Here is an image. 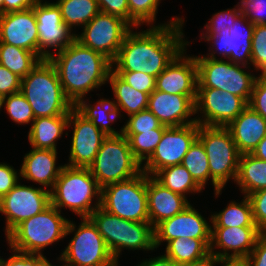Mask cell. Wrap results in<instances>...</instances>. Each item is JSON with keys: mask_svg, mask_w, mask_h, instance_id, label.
Returning <instances> with one entry per match:
<instances>
[{"mask_svg": "<svg viewBox=\"0 0 266 266\" xmlns=\"http://www.w3.org/2000/svg\"><path fill=\"white\" fill-rule=\"evenodd\" d=\"M141 32L131 30L112 62L114 72H141L157 77L190 42L184 38L183 18ZM188 43V44H187Z\"/></svg>", "mask_w": 266, "mask_h": 266, "instance_id": "cell-1", "label": "cell"}, {"mask_svg": "<svg viewBox=\"0 0 266 266\" xmlns=\"http://www.w3.org/2000/svg\"><path fill=\"white\" fill-rule=\"evenodd\" d=\"M48 59L56 68L63 92L73 105L105 84L113 68L108 58L76 39Z\"/></svg>", "mask_w": 266, "mask_h": 266, "instance_id": "cell-2", "label": "cell"}, {"mask_svg": "<svg viewBox=\"0 0 266 266\" xmlns=\"http://www.w3.org/2000/svg\"><path fill=\"white\" fill-rule=\"evenodd\" d=\"M20 92L30 104L35 119L69 115L73 103L65 96L56 68L50 60H41L21 79Z\"/></svg>", "mask_w": 266, "mask_h": 266, "instance_id": "cell-3", "label": "cell"}, {"mask_svg": "<svg viewBox=\"0 0 266 266\" xmlns=\"http://www.w3.org/2000/svg\"><path fill=\"white\" fill-rule=\"evenodd\" d=\"M50 199L60 212L65 207L81 218H88L101 204V187L89 168L64 165L50 191ZM92 199L96 200L93 206Z\"/></svg>", "mask_w": 266, "mask_h": 266, "instance_id": "cell-4", "label": "cell"}, {"mask_svg": "<svg viewBox=\"0 0 266 266\" xmlns=\"http://www.w3.org/2000/svg\"><path fill=\"white\" fill-rule=\"evenodd\" d=\"M105 240L115 260L123 248L153 251L154 228L149 222H135L110 214L100 206L88 217Z\"/></svg>", "mask_w": 266, "mask_h": 266, "instance_id": "cell-5", "label": "cell"}, {"mask_svg": "<svg viewBox=\"0 0 266 266\" xmlns=\"http://www.w3.org/2000/svg\"><path fill=\"white\" fill-rule=\"evenodd\" d=\"M68 221L50 204L42 212L20 223L7 236V243L11 249L43 256L42 249L66 237Z\"/></svg>", "mask_w": 266, "mask_h": 266, "instance_id": "cell-6", "label": "cell"}, {"mask_svg": "<svg viewBox=\"0 0 266 266\" xmlns=\"http://www.w3.org/2000/svg\"><path fill=\"white\" fill-rule=\"evenodd\" d=\"M198 139L205 148L214 194L218 197L230 179L235 183L240 153L227 127L199 125Z\"/></svg>", "mask_w": 266, "mask_h": 266, "instance_id": "cell-7", "label": "cell"}, {"mask_svg": "<svg viewBox=\"0 0 266 266\" xmlns=\"http://www.w3.org/2000/svg\"><path fill=\"white\" fill-rule=\"evenodd\" d=\"M76 229L75 223L68 221L65 236H74L57 259L64 266H118L105 240L89 218H81Z\"/></svg>", "mask_w": 266, "mask_h": 266, "instance_id": "cell-8", "label": "cell"}, {"mask_svg": "<svg viewBox=\"0 0 266 266\" xmlns=\"http://www.w3.org/2000/svg\"><path fill=\"white\" fill-rule=\"evenodd\" d=\"M100 207L121 219L149 222L147 174L141 171L133 178L101 188Z\"/></svg>", "mask_w": 266, "mask_h": 266, "instance_id": "cell-9", "label": "cell"}, {"mask_svg": "<svg viewBox=\"0 0 266 266\" xmlns=\"http://www.w3.org/2000/svg\"><path fill=\"white\" fill-rule=\"evenodd\" d=\"M98 185L104 186L138 175L141 164L134 158L127 138L123 135L107 136L93 164L89 167Z\"/></svg>", "mask_w": 266, "mask_h": 266, "instance_id": "cell-10", "label": "cell"}, {"mask_svg": "<svg viewBox=\"0 0 266 266\" xmlns=\"http://www.w3.org/2000/svg\"><path fill=\"white\" fill-rule=\"evenodd\" d=\"M197 64V88H215L243 98L247 103L257 76L246 72V66L221 58L211 59L195 56Z\"/></svg>", "mask_w": 266, "mask_h": 266, "instance_id": "cell-11", "label": "cell"}, {"mask_svg": "<svg viewBox=\"0 0 266 266\" xmlns=\"http://www.w3.org/2000/svg\"><path fill=\"white\" fill-rule=\"evenodd\" d=\"M131 27L121 17L99 12L82 27L83 32L76 34L75 39L83 46L101 53L113 62L126 35L131 31Z\"/></svg>", "mask_w": 266, "mask_h": 266, "instance_id": "cell-12", "label": "cell"}, {"mask_svg": "<svg viewBox=\"0 0 266 266\" xmlns=\"http://www.w3.org/2000/svg\"><path fill=\"white\" fill-rule=\"evenodd\" d=\"M51 204L50 191L18 183L1 198L0 213L6 217V237L23 221L45 210Z\"/></svg>", "mask_w": 266, "mask_h": 266, "instance_id": "cell-13", "label": "cell"}, {"mask_svg": "<svg viewBox=\"0 0 266 266\" xmlns=\"http://www.w3.org/2000/svg\"><path fill=\"white\" fill-rule=\"evenodd\" d=\"M198 132L197 122L180 127H168L154 153L142 165V171L154 176L165 167L181 164L190 146L198 138Z\"/></svg>", "mask_w": 266, "mask_h": 266, "instance_id": "cell-14", "label": "cell"}, {"mask_svg": "<svg viewBox=\"0 0 266 266\" xmlns=\"http://www.w3.org/2000/svg\"><path fill=\"white\" fill-rule=\"evenodd\" d=\"M248 103L241 97L215 88H197L195 101V117L199 125L221 126L229 125L246 107ZM201 118V119H200Z\"/></svg>", "mask_w": 266, "mask_h": 266, "instance_id": "cell-15", "label": "cell"}, {"mask_svg": "<svg viewBox=\"0 0 266 266\" xmlns=\"http://www.w3.org/2000/svg\"><path fill=\"white\" fill-rule=\"evenodd\" d=\"M254 26L255 25L249 22L243 14H240L234 21L233 27L222 29L220 33L215 36H201V39H204L205 41H210V43L212 41V49L215 46L217 47L214 48L216 51L213 49L211 53L207 54L208 56H203L217 59L215 53H219L224 59L227 58L229 59L228 61L232 63L243 66L251 65L252 35Z\"/></svg>", "mask_w": 266, "mask_h": 266, "instance_id": "cell-16", "label": "cell"}, {"mask_svg": "<svg viewBox=\"0 0 266 266\" xmlns=\"http://www.w3.org/2000/svg\"><path fill=\"white\" fill-rule=\"evenodd\" d=\"M33 8L38 28V57L43 60L53 54L50 48L57 52L64 49L76 34H71L72 31L63 23L60 8L55 2L37 0Z\"/></svg>", "mask_w": 266, "mask_h": 266, "instance_id": "cell-17", "label": "cell"}, {"mask_svg": "<svg viewBox=\"0 0 266 266\" xmlns=\"http://www.w3.org/2000/svg\"><path fill=\"white\" fill-rule=\"evenodd\" d=\"M70 126L74 128L69 163L65 165L89 168L93 164L96 154L107 136L75 108L69 113L67 128Z\"/></svg>", "mask_w": 266, "mask_h": 266, "instance_id": "cell-18", "label": "cell"}, {"mask_svg": "<svg viewBox=\"0 0 266 266\" xmlns=\"http://www.w3.org/2000/svg\"><path fill=\"white\" fill-rule=\"evenodd\" d=\"M262 233L258 227H212L210 253L218 260H244Z\"/></svg>", "mask_w": 266, "mask_h": 266, "instance_id": "cell-19", "label": "cell"}, {"mask_svg": "<svg viewBox=\"0 0 266 266\" xmlns=\"http://www.w3.org/2000/svg\"><path fill=\"white\" fill-rule=\"evenodd\" d=\"M183 49L174 60L156 77L155 90L169 94L197 97V64L195 56L184 55Z\"/></svg>", "mask_w": 266, "mask_h": 266, "instance_id": "cell-20", "label": "cell"}, {"mask_svg": "<svg viewBox=\"0 0 266 266\" xmlns=\"http://www.w3.org/2000/svg\"><path fill=\"white\" fill-rule=\"evenodd\" d=\"M190 204L182 212L160 222L154 228V246L157 249L164 241L175 238L211 239L212 226Z\"/></svg>", "mask_w": 266, "mask_h": 266, "instance_id": "cell-21", "label": "cell"}, {"mask_svg": "<svg viewBox=\"0 0 266 266\" xmlns=\"http://www.w3.org/2000/svg\"><path fill=\"white\" fill-rule=\"evenodd\" d=\"M0 43L21 47L38 56V28L33 7L0 14Z\"/></svg>", "mask_w": 266, "mask_h": 266, "instance_id": "cell-22", "label": "cell"}, {"mask_svg": "<svg viewBox=\"0 0 266 266\" xmlns=\"http://www.w3.org/2000/svg\"><path fill=\"white\" fill-rule=\"evenodd\" d=\"M147 109L167 127H180L196 123L195 102L185 95L154 90L148 98Z\"/></svg>", "mask_w": 266, "mask_h": 266, "instance_id": "cell-23", "label": "cell"}, {"mask_svg": "<svg viewBox=\"0 0 266 266\" xmlns=\"http://www.w3.org/2000/svg\"><path fill=\"white\" fill-rule=\"evenodd\" d=\"M149 223L155 228L190 205L187 197L165 188L153 176L147 175Z\"/></svg>", "mask_w": 266, "mask_h": 266, "instance_id": "cell-24", "label": "cell"}, {"mask_svg": "<svg viewBox=\"0 0 266 266\" xmlns=\"http://www.w3.org/2000/svg\"><path fill=\"white\" fill-rule=\"evenodd\" d=\"M57 150L37 149L25 154L20 168L22 179L37 182L49 191L54 187L55 181L64 165L56 167Z\"/></svg>", "mask_w": 266, "mask_h": 266, "instance_id": "cell-25", "label": "cell"}, {"mask_svg": "<svg viewBox=\"0 0 266 266\" xmlns=\"http://www.w3.org/2000/svg\"><path fill=\"white\" fill-rule=\"evenodd\" d=\"M240 154L252 153L266 136V120L247 106L226 126Z\"/></svg>", "mask_w": 266, "mask_h": 266, "instance_id": "cell-26", "label": "cell"}, {"mask_svg": "<svg viewBox=\"0 0 266 266\" xmlns=\"http://www.w3.org/2000/svg\"><path fill=\"white\" fill-rule=\"evenodd\" d=\"M69 115L39 117L33 120L28 140L33 148L57 150L56 141L67 129Z\"/></svg>", "mask_w": 266, "mask_h": 266, "instance_id": "cell-27", "label": "cell"}, {"mask_svg": "<svg viewBox=\"0 0 266 266\" xmlns=\"http://www.w3.org/2000/svg\"><path fill=\"white\" fill-rule=\"evenodd\" d=\"M84 100L85 98H82L74 105V108L82 116L91 121L106 136L122 134V128L118 132L110 125V123H114L116 119L120 118L115 100L110 101L102 98L96 101L97 103H94V106Z\"/></svg>", "mask_w": 266, "mask_h": 266, "instance_id": "cell-28", "label": "cell"}, {"mask_svg": "<svg viewBox=\"0 0 266 266\" xmlns=\"http://www.w3.org/2000/svg\"><path fill=\"white\" fill-rule=\"evenodd\" d=\"M235 182L246 196L266 188V161L251 153L240 154Z\"/></svg>", "mask_w": 266, "mask_h": 266, "instance_id": "cell-29", "label": "cell"}, {"mask_svg": "<svg viewBox=\"0 0 266 266\" xmlns=\"http://www.w3.org/2000/svg\"><path fill=\"white\" fill-rule=\"evenodd\" d=\"M110 83L116 105L121 116L125 111L128 116L147 109L149 94L135 90L123 81L113 70L109 72L108 81ZM122 110V111H121Z\"/></svg>", "mask_w": 266, "mask_h": 266, "instance_id": "cell-30", "label": "cell"}, {"mask_svg": "<svg viewBox=\"0 0 266 266\" xmlns=\"http://www.w3.org/2000/svg\"><path fill=\"white\" fill-rule=\"evenodd\" d=\"M210 244L211 239L175 238L166 244L164 255L184 265L208 256Z\"/></svg>", "mask_w": 266, "mask_h": 266, "instance_id": "cell-31", "label": "cell"}, {"mask_svg": "<svg viewBox=\"0 0 266 266\" xmlns=\"http://www.w3.org/2000/svg\"><path fill=\"white\" fill-rule=\"evenodd\" d=\"M240 203H230L219 213H213L210 217L212 227H257L252 213V206L249 198L244 195Z\"/></svg>", "mask_w": 266, "mask_h": 266, "instance_id": "cell-32", "label": "cell"}, {"mask_svg": "<svg viewBox=\"0 0 266 266\" xmlns=\"http://www.w3.org/2000/svg\"><path fill=\"white\" fill-rule=\"evenodd\" d=\"M56 4L70 30L73 26H85L100 12L97 0H58Z\"/></svg>", "mask_w": 266, "mask_h": 266, "instance_id": "cell-33", "label": "cell"}, {"mask_svg": "<svg viewBox=\"0 0 266 266\" xmlns=\"http://www.w3.org/2000/svg\"><path fill=\"white\" fill-rule=\"evenodd\" d=\"M153 177L165 188L184 197L190 192L199 193L203 190L182 164L165 167Z\"/></svg>", "mask_w": 266, "mask_h": 266, "instance_id": "cell-34", "label": "cell"}, {"mask_svg": "<svg viewBox=\"0 0 266 266\" xmlns=\"http://www.w3.org/2000/svg\"><path fill=\"white\" fill-rule=\"evenodd\" d=\"M40 61L41 59L34 52L0 43V65L21 78L26 77Z\"/></svg>", "mask_w": 266, "mask_h": 266, "instance_id": "cell-35", "label": "cell"}, {"mask_svg": "<svg viewBox=\"0 0 266 266\" xmlns=\"http://www.w3.org/2000/svg\"><path fill=\"white\" fill-rule=\"evenodd\" d=\"M181 164L192 175L196 183L204 189L211 176L205 148L198 138L190 146Z\"/></svg>", "mask_w": 266, "mask_h": 266, "instance_id": "cell-36", "label": "cell"}, {"mask_svg": "<svg viewBox=\"0 0 266 266\" xmlns=\"http://www.w3.org/2000/svg\"><path fill=\"white\" fill-rule=\"evenodd\" d=\"M167 128L142 131L140 134H123L129 143L134 158L143 165L154 153L162 135Z\"/></svg>", "mask_w": 266, "mask_h": 266, "instance_id": "cell-37", "label": "cell"}, {"mask_svg": "<svg viewBox=\"0 0 266 266\" xmlns=\"http://www.w3.org/2000/svg\"><path fill=\"white\" fill-rule=\"evenodd\" d=\"M161 0H128L129 24L133 27L145 24L153 25ZM153 22V23H152Z\"/></svg>", "mask_w": 266, "mask_h": 266, "instance_id": "cell-38", "label": "cell"}, {"mask_svg": "<svg viewBox=\"0 0 266 266\" xmlns=\"http://www.w3.org/2000/svg\"><path fill=\"white\" fill-rule=\"evenodd\" d=\"M4 105L8 116L17 124H28L35 119L30 104L21 92L7 95Z\"/></svg>", "mask_w": 266, "mask_h": 266, "instance_id": "cell-39", "label": "cell"}, {"mask_svg": "<svg viewBox=\"0 0 266 266\" xmlns=\"http://www.w3.org/2000/svg\"><path fill=\"white\" fill-rule=\"evenodd\" d=\"M157 128L168 127L163 125L150 110L145 109L129 116L127 123L122 127V134H140L142 131Z\"/></svg>", "mask_w": 266, "mask_h": 266, "instance_id": "cell-40", "label": "cell"}, {"mask_svg": "<svg viewBox=\"0 0 266 266\" xmlns=\"http://www.w3.org/2000/svg\"><path fill=\"white\" fill-rule=\"evenodd\" d=\"M251 64L266 75V25H255L252 35Z\"/></svg>", "mask_w": 266, "mask_h": 266, "instance_id": "cell-41", "label": "cell"}, {"mask_svg": "<svg viewBox=\"0 0 266 266\" xmlns=\"http://www.w3.org/2000/svg\"><path fill=\"white\" fill-rule=\"evenodd\" d=\"M237 8H231L222 10L215 13L210 21L205 25L206 34L202 36H215L220 33L222 29L231 28L234 25V21L241 14L239 5Z\"/></svg>", "mask_w": 266, "mask_h": 266, "instance_id": "cell-42", "label": "cell"}, {"mask_svg": "<svg viewBox=\"0 0 266 266\" xmlns=\"http://www.w3.org/2000/svg\"><path fill=\"white\" fill-rule=\"evenodd\" d=\"M241 14L253 25H266V0H241Z\"/></svg>", "mask_w": 266, "mask_h": 266, "instance_id": "cell-43", "label": "cell"}, {"mask_svg": "<svg viewBox=\"0 0 266 266\" xmlns=\"http://www.w3.org/2000/svg\"><path fill=\"white\" fill-rule=\"evenodd\" d=\"M123 81L137 91L148 93L155 90L156 77L145 74L144 72H115Z\"/></svg>", "mask_w": 266, "mask_h": 266, "instance_id": "cell-44", "label": "cell"}, {"mask_svg": "<svg viewBox=\"0 0 266 266\" xmlns=\"http://www.w3.org/2000/svg\"><path fill=\"white\" fill-rule=\"evenodd\" d=\"M247 197L252 206L255 225L266 233V188L253 192Z\"/></svg>", "mask_w": 266, "mask_h": 266, "instance_id": "cell-45", "label": "cell"}, {"mask_svg": "<svg viewBox=\"0 0 266 266\" xmlns=\"http://www.w3.org/2000/svg\"><path fill=\"white\" fill-rule=\"evenodd\" d=\"M248 106L266 120V75L256 78Z\"/></svg>", "mask_w": 266, "mask_h": 266, "instance_id": "cell-46", "label": "cell"}, {"mask_svg": "<svg viewBox=\"0 0 266 266\" xmlns=\"http://www.w3.org/2000/svg\"><path fill=\"white\" fill-rule=\"evenodd\" d=\"M17 172L13 166L7 163H0V199L19 183L18 180L21 178L20 170L19 173Z\"/></svg>", "mask_w": 266, "mask_h": 266, "instance_id": "cell-47", "label": "cell"}, {"mask_svg": "<svg viewBox=\"0 0 266 266\" xmlns=\"http://www.w3.org/2000/svg\"><path fill=\"white\" fill-rule=\"evenodd\" d=\"M21 77L0 65V93L7 96L20 92Z\"/></svg>", "mask_w": 266, "mask_h": 266, "instance_id": "cell-48", "label": "cell"}, {"mask_svg": "<svg viewBox=\"0 0 266 266\" xmlns=\"http://www.w3.org/2000/svg\"><path fill=\"white\" fill-rule=\"evenodd\" d=\"M100 12L121 17L129 23L128 0H97Z\"/></svg>", "mask_w": 266, "mask_h": 266, "instance_id": "cell-49", "label": "cell"}, {"mask_svg": "<svg viewBox=\"0 0 266 266\" xmlns=\"http://www.w3.org/2000/svg\"><path fill=\"white\" fill-rule=\"evenodd\" d=\"M247 266H266V233H262L252 252L243 260Z\"/></svg>", "mask_w": 266, "mask_h": 266, "instance_id": "cell-50", "label": "cell"}, {"mask_svg": "<svg viewBox=\"0 0 266 266\" xmlns=\"http://www.w3.org/2000/svg\"><path fill=\"white\" fill-rule=\"evenodd\" d=\"M14 254L8 260L0 258V266H35L40 254L24 253L11 249Z\"/></svg>", "mask_w": 266, "mask_h": 266, "instance_id": "cell-51", "label": "cell"}, {"mask_svg": "<svg viewBox=\"0 0 266 266\" xmlns=\"http://www.w3.org/2000/svg\"><path fill=\"white\" fill-rule=\"evenodd\" d=\"M37 0H4L3 14L32 8Z\"/></svg>", "mask_w": 266, "mask_h": 266, "instance_id": "cell-52", "label": "cell"}, {"mask_svg": "<svg viewBox=\"0 0 266 266\" xmlns=\"http://www.w3.org/2000/svg\"><path fill=\"white\" fill-rule=\"evenodd\" d=\"M137 266H182L179 263H176L172 259H169L165 255H160L158 257L146 259L141 264Z\"/></svg>", "mask_w": 266, "mask_h": 266, "instance_id": "cell-53", "label": "cell"}, {"mask_svg": "<svg viewBox=\"0 0 266 266\" xmlns=\"http://www.w3.org/2000/svg\"><path fill=\"white\" fill-rule=\"evenodd\" d=\"M218 262V259H216L211 253L198 260V261H194V262H191V263H188V264H184L182 266H216Z\"/></svg>", "mask_w": 266, "mask_h": 266, "instance_id": "cell-54", "label": "cell"}, {"mask_svg": "<svg viewBox=\"0 0 266 266\" xmlns=\"http://www.w3.org/2000/svg\"><path fill=\"white\" fill-rule=\"evenodd\" d=\"M251 154L256 158L266 161V136L262 139V141L257 145V147Z\"/></svg>", "mask_w": 266, "mask_h": 266, "instance_id": "cell-55", "label": "cell"}, {"mask_svg": "<svg viewBox=\"0 0 266 266\" xmlns=\"http://www.w3.org/2000/svg\"><path fill=\"white\" fill-rule=\"evenodd\" d=\"M221 266H247L243 260H218Z\"/></svg>", "mask_w": 266, "mask_h": 266, "instance_id": "cell-56", "label": "cell"}, {"mask_svg": "<svg viewBox=\"0 0 266 266\" xmlns=\"http://www.w3.org/2000/svg\"><path fill=\"white\" fill-rule=\"evenodd\" d=\"M46 256H41L37 262H36V265L35 266H56V265H52L46 258ZM60 266V265H59ZM61 266H64V263L63 265Z\"/></svg>", "mask_w": 266, "mask_h": 266, "instance_id": "cell-57", "label": "cell"}, {"mask_svg": "<svg viewBox=\"0 0 266 266\" xmlns=\"http://www.w3.org/2000/svg\"><path fill=\"white\" fill-rule=\"evenodd\" d=\"M5 97H6L5 95H3L2 93H0V109L5 104Z\"/></svg>", "mask_w": 266, "mask_h": 266, "instance_id": "cell-58", "label": "cell"}, {"mask_svg": "<svg viewBox=\"0 0 266 266\" xmlns=\"http://www.w3.org/2000/svg\"><path fill=\"white\" fill-rule=\"evenodd\" d=\"M3 1L4 0H0V14H3Z\"/></svg>", "mask_w": 266, "mask_h": 266, "instance_id": "cell-59", "label": "cell"}]
</instances>
